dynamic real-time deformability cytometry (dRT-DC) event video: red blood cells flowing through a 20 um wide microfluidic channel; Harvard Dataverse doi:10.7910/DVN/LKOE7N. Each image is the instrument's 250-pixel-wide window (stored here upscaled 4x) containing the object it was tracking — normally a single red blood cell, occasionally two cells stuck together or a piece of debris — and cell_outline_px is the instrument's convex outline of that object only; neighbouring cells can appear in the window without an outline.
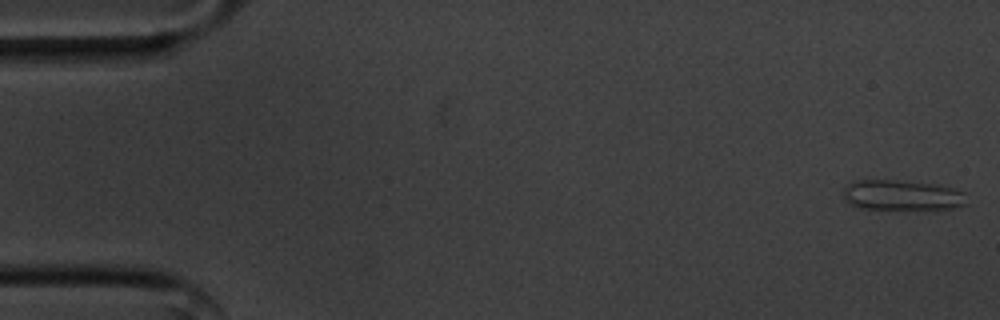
{"species": "common noctule bat (a hibernating species)", "species_latin": "Nyctalus noctula", "temperature_condition": "cold", "stored_images_in_passage": 11, "segment_of_instrument_passage": [1, 2], "camera_frame_rate_fps": 3000, "um_per_image_px": 0.085, "animal": {"sex": "male", "body_mass_g": 20.1, "forearm_length_mm": 53.5}, "frame": {"image": 1, "passage_image": 1, "time_ms": 0.0, "image_size_px": [1000, 320], "cell_outline_px": [[968, 204], [952, 208], [932, 212], [860, 208], [848, 204], [844, 196], [844, 188], [852, 180], [896, 180], [936, 184], [952, 188], [964, 192]], "centroid_in_image_um": [76.72, 16.64], "position_along_channel_um": 8.3, "area_um2": 22.89}}